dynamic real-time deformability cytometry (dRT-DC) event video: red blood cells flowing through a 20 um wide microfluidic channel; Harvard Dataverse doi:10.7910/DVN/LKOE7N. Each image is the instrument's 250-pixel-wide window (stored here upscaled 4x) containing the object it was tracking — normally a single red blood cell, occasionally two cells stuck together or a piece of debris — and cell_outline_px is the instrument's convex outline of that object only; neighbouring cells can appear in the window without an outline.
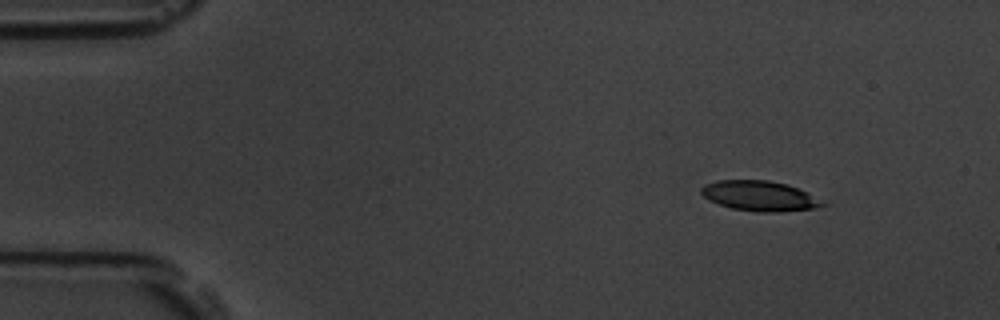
{"species": "common noctule bat (a hibernating species)", "species_latin": "Nyctalus noctula", "temperature_condition": "room temperature", "stored_images_in_passage": 6, "camera_frame_rate_fps": 3000, "um_per_image_px": 0.085, "animal": {"sex": "male", "body_mass_g": 19.5, "forearm_length_mm": 54.6}, "frame": {"image": 1, "passage_image": 2, "time_ms": 0.333, "image_size_px": [1000, 320], "cell_outline_px": [[828, 204], [812, 208], [776, 212], [764, 212], [732, 208], [720, 204], [704, 196], [700, 192], [700, 188], [704, 184], [716, 180], [768, 180], [788, 184], [808, 192]], "centroid_in_image_um": [64.57, 16.63], "position_along_channel_um": 20.4, "area_um2": 21.1}}